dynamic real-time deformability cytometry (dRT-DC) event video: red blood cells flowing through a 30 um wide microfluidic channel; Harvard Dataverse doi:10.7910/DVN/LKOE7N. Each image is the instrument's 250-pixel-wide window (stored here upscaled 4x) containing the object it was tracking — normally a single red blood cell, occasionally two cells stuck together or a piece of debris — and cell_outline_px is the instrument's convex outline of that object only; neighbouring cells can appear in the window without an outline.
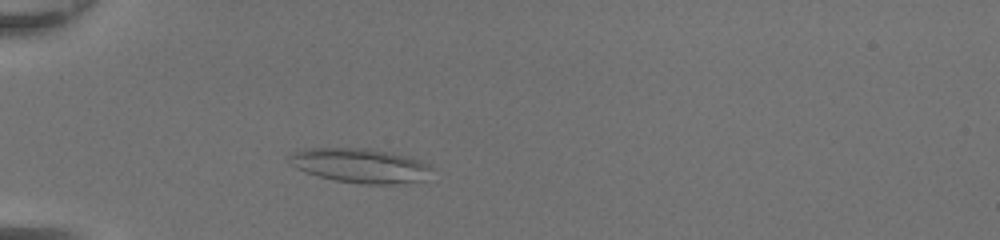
{"species": "common noctule bat (a hibernating species)", "species_latin": "Nyctalus noctula", "temperature_condition": "room temperature", "stored_images_in_passage": 41, "camera_frame_rate_fps": 3000, "um_per_image_px": 0.085, "animal": {"sex": "female", "body_mass_g": 20.0, "forearm_length_mm": 54.0}, "frame": {"image": 1, "passage_image": 8, "time_ms": 2.333, "image_size_px": [1000, 240], "cell_outline_px": [[432, 168], [424, 180], [396, 184], [360, 184], [336, 180], [304, 172], [296, 168], [292, 164], [288, 156], [288, 152], [304, 148], [368, 148], [392, 152], [412, 156], [428, 164]], "centroid_in_image_um": [30.61, 14.05], "position_along_channel_um": 54.4, "area_um2": 28.9}}
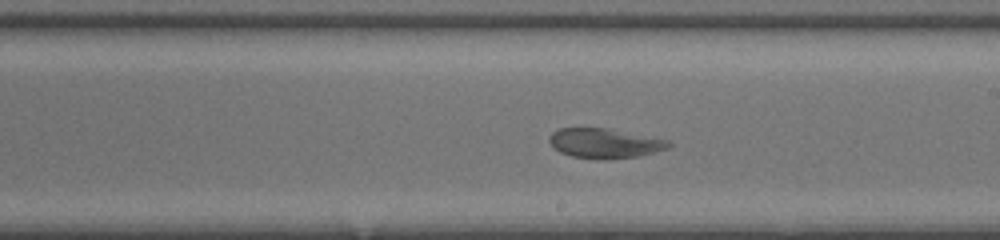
{"frame": {"image": 2, "passage_image": 22, "time_ms": 7.0, "image_size_px": [1000, 240], "cell_outline_px": [[672, 144], [668, 148], [636, 156], [596, 160], [572, 156], [560, 152], [552, 148], [548, 140], [548, 136], [552, 132], [560, 128], [608, 128], [668, 140]], "centroid_in_image_um": [51.32, 12.17], "position_along_channel_um": 237.7, "area_um2": 20.63}}
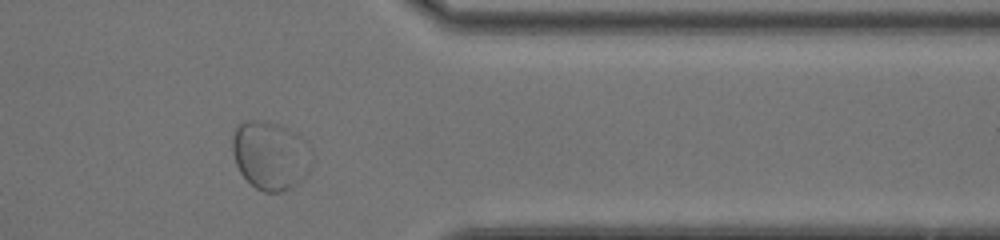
{"frame": {"image": 3, "passage_image": 33, "time_ms": 10.667, "image_size_px": [1000, 240], "cell_outline_px": [[312, 164], [308, 172], [296, 184], [280, 192], [264, 192], [256, 188], [240, 172], [236, 164], [232, 152], [232, 136], [236, 128], [244, 120], [260, 120], [280, 124], [288, 128], [308, 140], [312, 148]], "centroid_in_image_um": [23.01, 13.17], "position_along_channel_um": 388.4, "area_um2": 32.14}}